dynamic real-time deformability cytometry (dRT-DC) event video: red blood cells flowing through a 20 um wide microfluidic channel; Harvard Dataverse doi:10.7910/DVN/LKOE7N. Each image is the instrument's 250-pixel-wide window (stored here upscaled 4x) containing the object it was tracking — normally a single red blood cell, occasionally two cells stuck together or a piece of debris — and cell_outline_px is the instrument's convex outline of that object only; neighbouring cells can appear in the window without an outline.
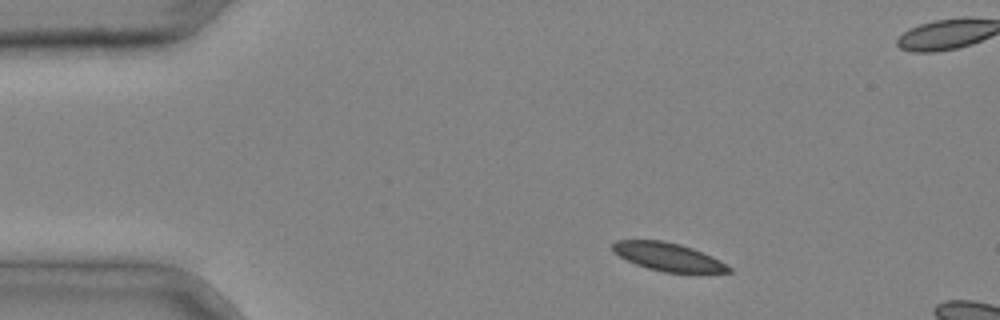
{"species": "common noctule bat (a hibernating species)", "species_latin": "Nyctalus noctula", "temperature_condition": "cold", "stored_images_in_passage": 3, "camera_frame_rate_fps": 3000, "um_per_image_px": 0.085, "animal": {"sex": "male", "body_mass_g": 20.4}, "frame": {"image": 1, "passage_image": 1, "time_ms": 0.0, "image_size_px": [1000, 320], "cell_outline_px": [[732, 272], [664, 272], [648, 268], [636, 264], [612, 252], [612, 244], [616, 240], [664, 240], [680, 244], [692, 248], [712, 256], [720, 260], [732, 268]], "centroid_in_image_um": [56.77, 21.82], "position_along_channel_um": 28.2, "area_um2": 18.9}}